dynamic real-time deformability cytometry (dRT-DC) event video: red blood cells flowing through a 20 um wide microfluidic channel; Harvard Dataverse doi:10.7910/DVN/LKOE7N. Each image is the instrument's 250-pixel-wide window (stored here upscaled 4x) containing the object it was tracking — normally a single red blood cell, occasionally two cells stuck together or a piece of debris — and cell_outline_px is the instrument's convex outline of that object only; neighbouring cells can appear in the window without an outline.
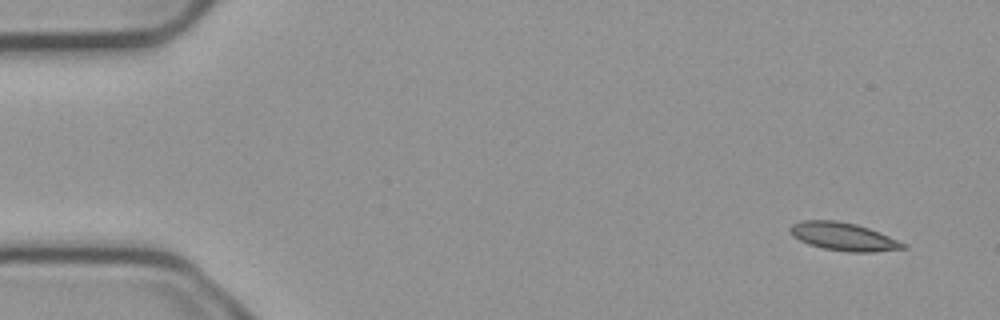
{"species": "common noctule bat (a hibernating species)", "species_latin": "Nyctalus noctula", "temperature_condition": "cold", "stored_images_in_passage": 5, "camera_frame_rate_fps": 3000, "um_per_image_px": 0.085, "animal": {"sex": "male", "body_mass_g": 23.1, "forearm_length_mm": 52.7}, "frame": {"image": 1, "passage_image": 1, "time_ms": 0.0, "image_size_px": [1000, 320], "cell_outline_px": [[908, 248], [872, 252], [848, 252], [824, 248], [808, 244], [792, 236], [788, 232], [788, 228], [792, 224], [800, 220], [836, 220], [856, 224], [880, 232], [908, 244]], "centroid_in_image_um": [71.69, 20.1], "position_along_channel_um": 13.3, "area_um2": 18.67}}
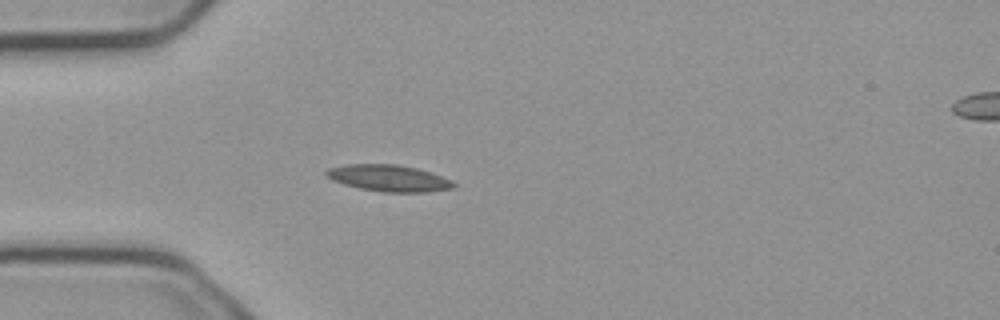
{"frame": {"image": 2, "passage_image": 4, "time_ms": 1.0, "image_size_px": [1000, 320], "cell_outline_px": [[456, 184], [452, 188], [428, 192], [380, 192], [360, 188], [344, 184], [332, 180], [324, 172], [328, 168], [344, 164], [396, 164], [416, 168], [432, 172], [452, 180]], "centroid_in_image_um": [33.05, 15.14], "position_along_channel_um": 52.0, "area_um2": 19.77}}